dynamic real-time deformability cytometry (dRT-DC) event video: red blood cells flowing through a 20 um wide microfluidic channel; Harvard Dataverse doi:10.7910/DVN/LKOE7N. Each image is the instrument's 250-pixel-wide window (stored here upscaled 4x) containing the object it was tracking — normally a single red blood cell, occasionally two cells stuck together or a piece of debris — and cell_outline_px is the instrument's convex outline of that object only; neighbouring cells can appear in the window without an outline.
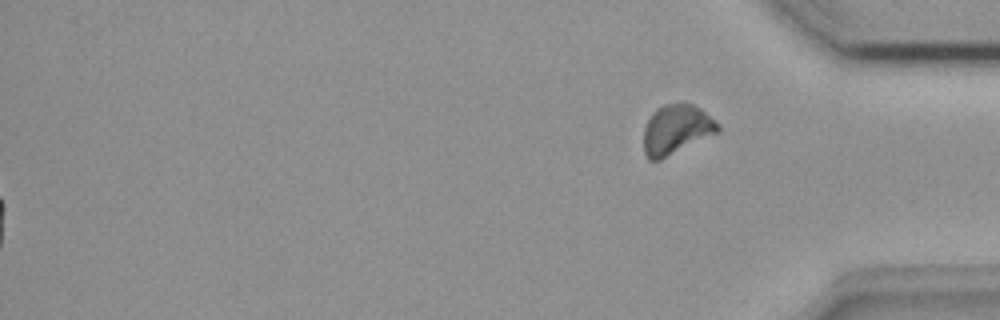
{"species": "common noctule bat (a hibernating species)", "species_latin": "Nyctalus noctula", "temperature_condition": "room temperature", "stored_images_in_passage": 42, "segment_of_instrument_passage": [2, 2], "camera_frame_rate_fps": 3000, "um_per_image_px": 0.085, "animal": {"sex": "female", "body_mass_g": 18.4}, "frame": {"image": 1, "passage_image": 42, "time_ms": 13.667, "image_size_px": [1000, 320], "cell_outline_px": [[720, 132], [660, 160], [648, 160], [644, 152], [644, 128], [652, 112], [656, 108], [664, 104], [680, 100], [692, 104], [700, 108], [716, 120], [720, 124]], "centroid_in_image_um": [57.51, 10.97], "position_along_channel_um": 377.7, "area_um2": 21.96}}